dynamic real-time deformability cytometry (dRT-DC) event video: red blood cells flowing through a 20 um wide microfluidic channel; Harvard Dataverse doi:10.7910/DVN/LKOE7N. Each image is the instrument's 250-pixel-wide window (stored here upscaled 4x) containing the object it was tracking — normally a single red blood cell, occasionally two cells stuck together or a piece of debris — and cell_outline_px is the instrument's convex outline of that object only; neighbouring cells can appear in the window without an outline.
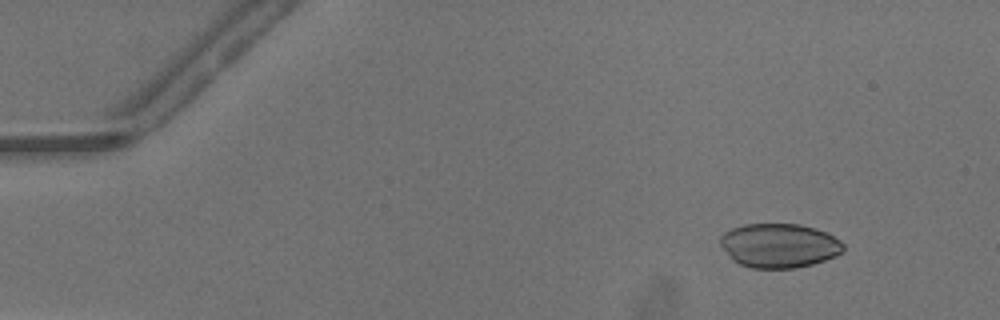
{"species": "common noctule bat (a hibernating species)", "species_latin": "Nyctalus noctula", "temperature_condition": "warm", "stored_images_in_passage": 39, "camera_frame_rate_fps": 3000, "um_per_image_px": 0.085, "animal": {"sex": "male", "body_mass_g": 13.3}, "frame": {"image": 1, "passage_image": 6, "time_ms": 1.667, "image_size_px": [1000, 320], "cell_outline_px": [[844, 248], [836, 256], [812, 264], [796, 268], [752, 268], [740, 264], [732, 260], [720, 244], [720, 236], [724, 232], [732, 228], [744, 224], [800, 224], [816, 228], [840, 240], [844, 244]], "centroid_in_image_um": [66.21, 20.87], "position_along_channel_um": 18.8, "area_um2": 31.67}}
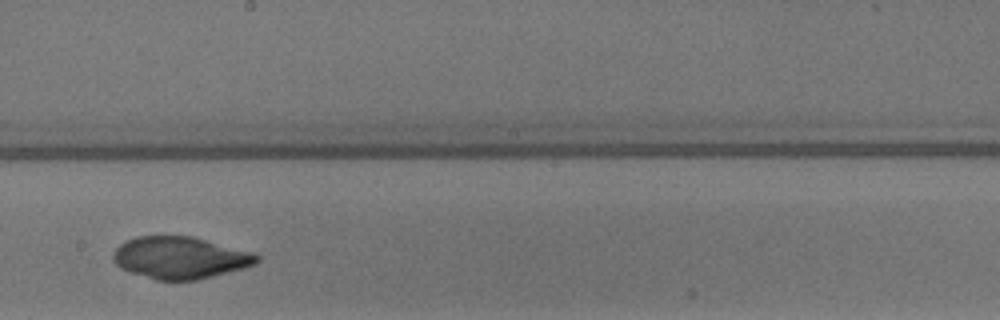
{"frame": {"image": 2, "passage_image": 29, "time_ms": 9.333, "image_size_px": [1000, 320], "cell_outline_px": [[260, 260], [256, 264], [244, 268], [196, 280], [156, 280], [128, 272], [120, 268], [116, 264], [112, 256], [116, 248], [120, 244], [136, 236], [192, 236], [256, 252], [260, 256]], "centroid_in_image_um": [15.34, 21.9], "position_along_channel_um": 232.9, "area_um2": 35.43}}
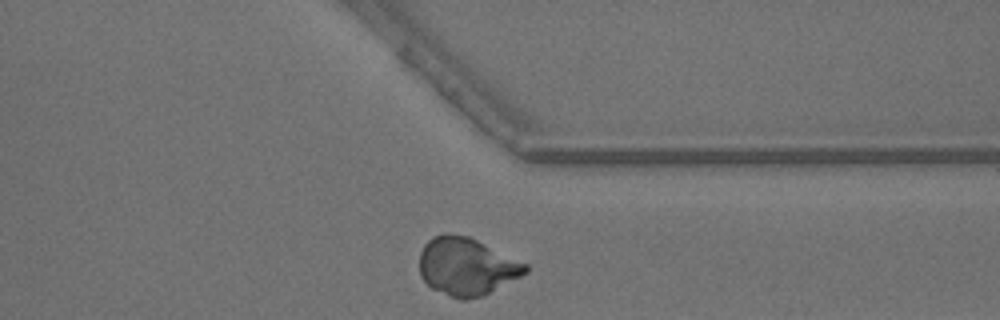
{"frame": {"image": 3, "passage_image": 39, "time_ms": 12.667, "image_size_px": [1000, 320], "cell_outline_px": [[528, 272], [480, 296], [464, 300], [452, 296], [432, 288], [420, 276], [420, 252], [424, 244], [432, 236], [444, 232], [448, 232], [468, 236], [528, 264]], "centroid_in_image_um": [39.63, 22.61], "position_along_channel_um": 371.8, "area_um2": 35.2}}